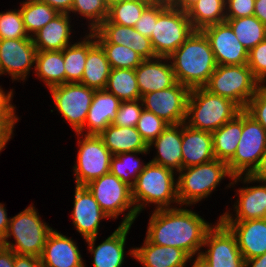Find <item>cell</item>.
<instances>
[{
    "instance_id": "obj_58",
    "label": "cell",
    "mask_w": 266,
    "mask_h": 267,
    "mask_svg": "<svg viewBox=\"0 0 266 267\" xmlns=\"http://www.w3.org/2000/svg\"><path fill=\"white\" fill-rule=\"evenodd\" d=\"M245 267H266V253L246 260Z\"/></svg>"
},
{
    "instance_id": "obj_6",
    "label": "cell",
    "mask_w": 266,
    "mask_h": 267,
    "mask_svg": "<svg viewBox=\"0 0 266 267\" xmlns=\"http://www.w3.org/2000/svg\"><path fill=\"white\" fill-rule=\"evenodd\" d=\"M39 217L35 207L30 205L10 218L7 233L0 245L13 250L16 254L40 258L46 239L53 229ZM11 236L14 237L15 243L7 241Z\"/></svg>"
},
{
    "instance_id": "obj_44",
    "label": "cell",
    "mask_w": 266,
    "mask_h": 267,
    "mask_svg": "<svg viewBox=\"0 0 266 267\" xmlns=\"http://www.w3.org/2000/svg\"><path fill=\"white\" fill-rule=\"evenodd\" d=\"M169 5L168 0H153L142 12L141 17L134 25L136 31L145 37L151 38L154 23L159 14Z\"/></svg>"
},
{
    "instance_id": "obj_18",
    "label": "cell",
    "mask_w": 266,
    "mask_h": 267,
    "mask_svg": "<svg viewBox=\"0 0 266 267\" xmlns=\"http://www.w3.org/2000/svg\"><path fill=\"white\" fill-rule=\"evenodd\" d=\"M91 33L95 36L98 43L124 45L140 54L144 59L157 58L150 38L140 34L134 27L115 23H101Z\"/></svg>"
},
{
    "instance_id": "obj_42",
    "label": "cell",
    "mask_w": 266,
    "mask_h": 267,
    "mask_svg": "<svg viewBox=\"0 0 266 267\" xmlns=\"http://www.w3.org/2000/svg\"><path fill=\"white\" fill-rule=\"evenodd\" d=\"M31 38L25 29L19 10L0 12V40Z\"/></svg>"
},
{
    "instance_id": "obj_43",
    "label": "cell",
    "mask_w": 266,
    "mask_h": 267,
    "mask_svg": "<svg viewBox=\"0 0 266 267\" xmlns=\"http://www.w3.org/2000/svg\"><path fill=\"white\" fill-rule=\"evenodd\" d=\"M168 125L162 118L143 108L136 129L146 144L149 145Z\"/></svg>"
},
{
    "instance_id": "obj_45",
    "label": "cell",
    "mask_w": 266,
    "mask_h": 267,
    "mask_svg": "<svg viewBox=\"0 0 266 267\" xmlns=\"http://www.w3.org/2000/svg\"><path fill=\"white\" fill-rule=\"evenodd\" d=\"M142 110L143 103L141 99L121 101L116 119L112 124L121 127H136Z\"/></svg>"
},
{
    "instance_id": "obj_57",
    "label": "cell",
    "mask_w": 266,
    "mask_h": 267,
    "mask_svg": "<svg viewBox=\"0 0 266 267\" xmlns=\"http://www.w3.org/2000/svg\"><path fill=\"white\" fill-rule=\"evenodd\" d=\"M198 0H168L173 7L187 12Z\"/></svg>"
},
{
    "instance_id": "obj_55",
    "label": "cell",
    "mask_w": 266,
    "mask_h": 267,
    "mask_svg": "<svg viewBox=\"0 0 266 267\" xmlns=\"http://www.w3.org/2000/svg\"><path fill=\"white\" fill-rule=\"evenodd\" d=\"M254 16L266 26V0H255Z\"/></svg>"
},
{
    "instance_id": "obj_11",
    "label": "cell",
    "mask_w": 266,
    "mask_h": 267,
    "mask_svg": "<svg viewBox=\"0 0 266 267\" xmlns=\"http://www.w3.org/2000/svg\"><path fill=\"white\" fill-rule=\"evenodd\" d=\"M78 141L77 163L73 167L75 183L85 186L89 182L110 172L112 153L105 146L102 138L96 135H82Z\"/></svg>"
},
{
    "instance_id": "obj_7",
    "label": "cell",
    "mask_w": 266,
    "mask_h": 267,
    "mask_svg": "<svg viewBox=\"0 0 266 267\" xmlns=\"http://www.w3.org/2000/svg\"><path fill=\"white\" fill-rule=\"evenodd\" d=\"M261 86L249 66L244 64L217 65L205 88L213 94L231 100L245 110Z\"/></svg>"
},
{
    "instance_id": "obj_56",
    "label": "cell",
    "mask_w": 266,
    "mask_h": 267,
    "mask_svg": "<svg viewBox=\"0 0 266 267\" xmlns=\"http://www.w3.org/2000/svg\"><path fill=\"white\" fill-rule=\"evenodd\" d=\"M10 218L7 217V212L3 204L0 203V242L7 233Z\"/></svg>"
},
{
    "instance_id": "obj_14",
    "label": "cell",
    "mask_w": 266,
    "mask_h": 267,
    "mask_svg": "<svg viewBox=\"0 0 266 267\" xmlns=\"http://www.w3.org/2000/svg\"><path fill=\"white\" fill-rule=\"evenodd\" d=\"M190 89L177 82L164 90L146 93L141 100L143 108L153 112L168 124L185 123Z\"/></svg>"
},
{
    "instance_id": "obj_52",
    "label": "cell",
    "mask_w": 266,
    "mask_h": 267,
    "mask_svg": "<svg viewBox=\"0 0 266 267\" xmlns=\"http://www.w3.org/2000/svg\"><path fill=\"white\" fill-rule=\"evenodd\" d=\"M15 108L11 99H0V120H19L15 115Z\"/></svg>"
},
{
    "instance_id": "obj_17",
    "label": "cell",
    "mask_w": 266,
    "mask_h": 267,
    "mask_svg": "<svg viewBox=\"0 0 266 267\" xmlns=\"http://www.w3.org/2000/svg\"><path fill=\"white\" fill-rule=\"evenodd\" d=\"M72 222L83 239L97 237L100 220L109 218L86 186L75 187Z\"/></svg>"
},
{
    "instance_id": "obj_25",
    "label": "cell",
    "mask_w": 266,
    "mask_h": 267,
    "mask_svg": "<svg viewBox=\"0 0 266 267\" xmlns=\"http://www.w3.org/2000/svg\"><path fill=\"white\" fill-rule=\"evenodd\" d=\"M129 254L144 267H185L192 259L183 250L151 243L147 238L142 247L129 250Z\"/></svg>"
},
{
    "instance_id": "obj_16",
    "label": "cell",
    "mask_w": 266,
    "mask_h": 267,
    "mask_svg": "<svg viewBox=\"0 0 266 267\" xmlns=\"http://www.w3.org/2000/svg\"><path fill=\"white\" fill-rule=\"evenodd\" d=\"M208 38L217 65H244L248 50L240 43L231 26L225 21L202 30Z\"/></svg>"
},
{
    "instance_id": "obj_39",
    "label": "cell",
    "mask_w": 266,
    "mask_h": 267,
    "mask_svg": "<svg viewBox=\"0 0 266 267\" xmlns=\"http://www.w3.org/2000/svg\"><path fill=\"white\" fill-rule=\"evenodd\" d=\"M140 153L148 154V151L124 152L113 155L111 157L110 172L132 187L135 184L138 175L144 170L145 167V165L140 162V158L134 157Z\"/></svg>"
},
{
    "instance_id": "obj_4",
    "label": "cell",
    "mask_w": 266,
    "mask_h": 267,
    "mask_svg": "<svg viewBox=\"0 0 266 267\" xmlns=\"http://www.w3.org/2000/svg\"><path fill=\"white\" fill-rule=\"evenodd\" d=\"M175 181L173 170L151 161L146 163L131 187L137 213L139 214L148 203L156 204V210L170 208L172 202L179 204Z\"/></svg>"
},
{
    "instance_id": "obj_31",
    "label": "cell",
    "mask_w": 266,
    "mask_h": 267,
    "mask_svg": "<svg viewBox=\"0 0 266 267\" xmlns=\"http://www.w3.org/2000/svg\"><path fill=\"white\" fill-rule=\"evenodd\" d=\"M242 133V111L212 132L215 159L228 163L234 156Z\"/></svg>"
},
{
    "instance_id": "obj_47",
    "label": "cell",
    "mask_w": 266,
    "mask_h": 267,
    "mask_svg": "<svg viewBox=\"0 0 266 267\" xmlns=\"http://www.w3.org/2000/svg\"><path fill=\"white\" fill-rule=\"evenodd\" d=\"M245 111L266 130V85H262L252 96Z\"/></svg>"
},
{
    "instance_id": "obj_35",
    "label": "cell",
    "mask_w": 266,
    "mask_h": 267,
    "mask_svg": "<svg viewBox=\"0 0 266 267\" xmlns=\"http://www.w3.org/2000/svg\"><path fill=\"white\" fill-rule=\"evenodd\" d=\"M240 43L248 52L266 38V26L254 15L241 18H226Z\"/></svg>"
},
{
    "instance_id": "obj_21",
    "label": "cell",
    "mask_w": 266,
    "mask_h": 267,
    "mask_svg": "<svg viewBox=\"0 0 266 267\" xmlns=\"http://www.w3.org/2000/svg\"><path fill=\"white\" fill-rule=\"evenodd\" d=\"M121 100L106 90H95L83 128L76 133L99 136L116 119ZM86 127V128H85ZM85 128V129H84Z\"/></svg>"
},
{
    "instance_id": "obj_51",
    "label": "cell",
    "mask_w": 266,
    "mask_h": 267,
    "mask_svg": "<svg viewBox=\"0 0 266 267\" xmlns=\"http://www.w3.org/2000/svg\"><path fill=\"white\" fill-rule=\"evenodd\" d=\"M14 267H42V265L39 257L15 254Z\"/></svg>"
},
{
    "instance_id": "obj_61",
    "label": "cell",
    "mask_w": 266,
    "mask_h": 267,
    "mask_svg": "<svg viewBox=\"0 0 266 267\" xmlns=\"http://www.w3.org/2000/svg\"><path fill=\"white\" fill-rule=\"evenodd\" d=\"M120 1H127V0H107L108 5L110 6L111 4L120 2Z\"/></svg>"
},
{
    "instance_id": "obj_46",
    "label": "cell",
    "mask_w": 266,
    "mask_h": 267,
    "mask_svg": "<svg viewBox=\"0 0 266 267\" xmlns=\"http://www.w3.org/2000/svg\"><path fill=\"white\" fill-rule=\"evenodd\" d=\"M247 65L254 77L261 85H264L266 82V38L248 52Z\"/></svg>"
},
{
    "instance_id": "obj_23",
    "label": "cell",
    "mask_w": 266,
    "mask_h": 267,
    "mask_svg": "<svg viewBox=\"0 0 266 267\" xmlns=\"http://www.w3.org/2000/svg\"><path fill=\"white\" fill-rule=\"evenodd\" d=\"M157 149L152 163L179 172L182 169V123L169 124L164 131L148 145Z\"/></svg>"
},
{
    "instance_id": "obj_8",
    "label": "cell",
    "mask_w": 266,
    "mask_h": 267,
    "mask_svg": "<svg viewBox=\"0 0 266 267\" xmlns=\"http://www.w3.org/2000/svg\"><path fill=\"white\" fill-rule=\"evenodd\" d=\"M266 151V130L245 110H242V133L233 158L227 163L233 175L230 187L242 181L244 175H250L258 166Z\"/></svg>"
},
{
    "instance_id": "obj_34",
    "label": "cell",
    "mask_w": 266,
    "mask_h": 267,
    "mask_svg": "<svg viewBox=\"0 0 266 267\" xmlns=\"http://www.w3.org/2000/svg\"><path fill=\"white\" fill-rule=\"evenodd\" d=\"M105 90L114 94L121 101L142 98L135 69H111Z\"/></svg>"
},
{
    "instance_id": "obj_19",
    "label": "cell",
    "mask_w": 266,
    "mask_h": 267,
    "mask_svg": "<svg viewBox=\"0 0 266 267\" xmlns=\"http://www.w3.org/2000/svg\"><path fill=\"white\" fill-rule=\"evenodd\" d=\"M222 222L235 235L245 261L266 253V219Z\"/></svg>"
},
{
    "instance_id": "obj_41",
    "label": "cell",
    "mask_w": 266,
    "mask_h": 267,
    "mask_svg": "<svg viewBox=\"0 0 266 267\" xmlns=\"http://www.w3.org/2000/svg\"><path fill=\"white\" fill-rule=\"evenodd\" d=\"M70 12L78 13L91 22L90 32L103 23L109 14L107 0H73Z\"/></svg>"
},
{
    "instance_id": "obj_37",
    "label": "cell",
    "mask_w": 266,
    "mask_h": 267,
    "mask_svg": "<svg viewBox=\"0 0 266 267\" xmlns=\"http://www.w3.org/2000/svg\"><path fill=\"white\" fill-rule=\"evenodd\" d=\"M65 83H80L88 53V36L63 50Z\"/></svg>"
},
{
    "instance_id": "obj_54",
    "label": "cell",
    "mask_w": 266,
    "mask_h": 267,
    "mask_svg": "<svg viewBox=\"0 0 266 267\" xmlns=\"http://www.w3.org/2000/svg\"><path fill=\"white\" fill-rule=\"evenodd\" d=\"M15 252L0 245V267H14Z\"/></svg>"
},
{
    "instance_id": "obj_49",
    "label": "cell",
    "mask_w": 266,
    "mask_h": 267,
    "mask_svg": "<svg viewBox=\"0 0 266 267\" xmlns=\"http://www.w3.org/2000/svg\"><path fill=\"white\" fill-rule=\"evenodd\" d=\"M243 183H250L256 181L266 182V151L263 153L258 166L250 175H244Z\"/></svg>"
},
{
    "instance_id": "obj_40",
    "label": "cell",
    "mask_w": 266,
    "mask_h": 267,
    "mask_svg": "<svg viewBox=\"0 0 266 267\" xmlns=\"http://www.w3.org/2000/svg\"><path fill=\"white\" fill-rule=\"evenodd\" d=\"M111 69H135L145 59L131 48L113 43H99Z\"/></svg>"
},
{
    "instance_id": "obj_32",
    "label": "cell",
    "mask_w": 266,
    "mask_h": 267,
    "mask_svg": "<svg viewBox=\"0 0 266 267\" xmlns=\"http://www.w3.org/2000/svg\"><path fill=\"white\" fill-rule=\"evenodd\" d=\"M34 71L46 86L51 87L65 83L63 52L37 51Z\"/></svg>"
},
{
    "instance_id": "obj_15",
    "label": "cell",
    "mask_w": 266,
    "mask_h": 267,
    "mask_svg": "<svg viewBox=\"0 0 266 267\" xmlns=\"http://www.w3.org/2000/svg\"><path fill=\"white\" fill-rule=\"evenodd\" d=\"M37 48L32 38L0 40V75L11 76L12 80L24 82L35 65Z\"/></svg>"
},
{
    "instance_id": "obj_22",
    "label": "cell",
    "mask_w": 266,
    "mask_h": 267,
    "mask_svg": "<svg viewBox=\"0 0 266 267\" xmlns=\"http://www.w3.org/2000/svg\"><path fill=\"white\" fill-rule=\"evenodd\" d=\"M162 60L168 62L169 57L145 59L135 68L141 97L146 93L167 89L177 83L172 64L165 61L163 63Z\"/></svg>"
},
{
    "instance_id": "obj_2",
    "label": "cell",
    "mask_w": 266,
    "mask_h": 267,
    "mask_svg": "<svg viewBox=\"0 0 266 267\" xmlns=\"http://www.w3.org/2000/svg\"><path fill=\"white\" fill-rule=\"evenodd\" d=\"M169 63L177 82L190 90L205 87L217 67L210 42L202 31H194L169 56Z\"/></svg>"
},
{
    "instance_id": "obj_24",
    "label": "cell",
    "mask_w": 266,
    "mask_h": 267,
    "mask_svg": "<svg viewBox=\"0 0 266 267\" xmlns=\"http://www.w3.org/2000/svg\"><path fill=\"white\" fill-rule=\"evenodd\" d=\"M182 168L207 163L215 159L212 133L197 130L182 123Z\"/></svg>"
},
{
    "instance_id": "obj_36",
    "label": "cell",
    "mask_w": 266,
    "mask_h": 267,
    "mask_svg": "<svg viewBox=\"0 0 266 267\" xmlns=\"http://www.w3.org/2000/svg\"><path fill=\"white\" fill-rule=\"evenodd\" d=\"M21 5L23 23L31 38L59 14L56 9L38 0H26Z\"/></svg>"
},
{
    "instance_id": "obj_26",
    "label": "cell",
    "mask_w": 266,
    "mask_h": 267,
    "mask_svg": "<svg viewBox=\"0 0 266 267\" xmlns=\"http://www.w3.org/2000/svg\"><path fill=\"white\" fill-rule=\"evenodd\" d=\"M131 225H119L106 240L95 246L97 237L85 240L89 251L94 255V267H122L126 236Z\"/></svg>"
},
{
    "instance_id": "obj_10",
    "label": "cell",
    "mask_w": 266,
    "mask_h": 267,
    "mask_svg": "<svg viewBox=\"0 0 266 267\" xmlns=\"http://www.w3.org/2000/svg\"><path fill=\"white\" fill-rule=\"evenodd\" d=\"M187 12L168 5L158 16L151 34L157 57H169L194 32Z\"/></svg>"
},
{
    "instance_id": "obj_48",
    "label": "cell",
    "mask_w": 266,
    "mask_h": 267,
    "mask_svg": "<svg viewBox=\"0 0 266 267\" xmlns=\"http://www.w3.org/2000/svg\"><path fill=\"white\" fill-rule=\"evenodd\" d=\"M255 0H226V18H241L254 15Z\"/></svg>"
},
{
    "instance_id": "obj_5",
    "label": "cell",
    "mask_w": 266,
    "mask_h": 267,
    "mask_svg": "<svg viewBox=\"0 0 266 267\" xmlns=\"http://www.w3.org/2000/svg\"><path fill=\"white\" fill-rule=\"evenodd\" d=\"M226 176L233 179L227 163L218 159L182 168L176 181L179 205L190 206L207 198Z\"/></svg>"
},
{
    "instance_id": "obj_12",
    "label": "cell",
    "mask_w": 266,
    "mask_h": 267,
    "mask_svg": "<svg viewBox=\"0 0 266 267\" xmlns=\"http://www.w3.org/2000/svg\"><path fill=\"white\" fill-rule=\"evenodd\" d=\"M49 90L56 109L78 133L84 126L95 90L80 83H64Z\"/></svg>"
},
{
    "instance_id": "obj_53",
    "label": "cell",
    "mask_w": 266,
    "mask_h": 267,
    "mask_svg": "<svg viewBox=\"0 0 266 267\" xmlns=\"http://www.w3.org/2000/svg\"><path fill=\"white\" fill-rule=\"evenodd\" d=\"M42 3L48 4L52 8L56 9L59 13L71 14V8L73 0H38Z\"/></svg>"
},
{
    "instance_id": "obj_3",
    "label": "cell",
    "mask_w": 266,
    "mask_h": 267,
    "mask_svg": "<svg viewBox=\"0 0 266 267\" xmlns=\"http://www.w3.org/2000/svg\"><path fill=\"white\" fill-rule=\"evenodd\" d=\"M241 111L236 103L211 93L205 87L194 88L190 90L185 124L212 133Z\"/></svg>"
},
{
    "instance_id": "obj_13",
    "label": "cell",
    "mask_w": 266,
    "mask_h": 267,
    "mask_svg": "<svg viewBox=\"0 0 266 267\" xmlns=\"http://www.w3.org/2000/svg\"><path fill=\"white\" fill-rule=\"evenodd\" d=\"M206 234L203 246L209 247L200 255L211 267H245L237 239L230 229L219 219Z\"/></svg>"
},
{
    "instance_id": "obj_59",
    "label": "cell",
    "mask_w": 266,
    "mask_h": 267,
    "mask_svg": "<svg viewBox=\"0 0 266 267\" xmlns=\"http://www.w3.org/2000/svg\"><path fill=\"white\" fill-rule=\"evenodd\" d=\"M197 257L194 259V262H192L191 267H211L208 261L203 258L200 254L196 255Z\"/></svg>"
},
{
    "instance_id": "obj_27",
    "label": "cell",
    "mask_w": 266,
    "mask_h": 267,
    "mask_svg": "<svg viewBox=\"0 0 266 267\" xmlns=\"http://www.w3.org/2000/svg\"><path fill=\"white\" fill-rule=\"evenodd\" d=\"M262 185L239 188L234 211L236 217L232 218L229 212L220 216L221 221H246L251 219H266V182L258 181Z\"/></svg>"
},
{
    "instance_id": "obj_28",
    "label": "cell",
    "mask_w": 266,
    "mask_h": 267,
    "mask_svg": "<svg viewBox=\"0 0 266 267\" xmlns=\"http://www.w3.org/2000/svg\"><path fill=\"white\" fill-rule=\"evenodd\" d=\"M110 71L111 66L103 48L90 32L88 34V53L80 84L94 90H105Z\"/></svg>"
},
{
    "instance_id": "obj_50",
    "label": "cell",
    "mask_w": 266,
    "mask_h": 267,
    "mask_svg": "<svg viewBox=\"0 0 266 267\" xmlns=\"http://www.w3.org/2000/svg\"><path fill=\"white\" fill-rule=\"evenodd\" d=\"M16 122L18 120H0V151L6 147L7 142L12 138Z\"/></svg>"
},
{
    "instance_id": "obj_60",
    "label": "cell",
    "mask_w": 266,
    "mask_h": 267,
    "mask_svg": "<svg viewBox=\"0 0 266 267\" xmlns=\"http://www.w3.org/2000/svg\"><path fill=\"white\" fill-rule=\"evenodd\" d=\"M12 96H13L12 90L8 93H5L0 86V99H12L13 98Z\"/></svg>"
},
{
    "instance_id": "obj_30",
    "label": "cell",
    "mask_w": 266,
    "mask_h": 267,
    "mask_svg": "<svg viewBox=\"0 0 266 267\" xmlns=\"http://www.w3.org/2000/svg\"><path fill=\"white\" fill-rule=\"evenodd\" d=\"M99 136L112 155L149 151L148 145L136 127H121L110 124Z\"/></svg>"
},
{
    "instance_id": "obj_29",
    "label": "cell",
    "mask_w": 266,
    "mask_h": 267,
    "mask_svg": "<svg viewBox=\"0 0 266 267\" xmlns=\"http://www.w3.org/2000/svg\"><path fill=\"white\" fill-rule=\"evenodd\" d=\"M68 13H59L42 27L32 39L37 51H60L69 46L71 33Z\"/></svg>"
},
{
    "instance_id": "obj_20",
    "label": "cell",
    "mask_w": 266,
    "mask_h": 267,
    "mask_svg": "<svg viewBox=\"0 0 266 267\" xmlns=\"http://www.w3.org/2000/svg\"><path fill=\"white\" fill-rule=\"evenodd\" d=\"M77 244L69 237L52 230L40 256L42 267H85Z\"/></svg>"
},
{
    "instance_id": "obj_38",
    "label": "cell",
    "mask_w": 266,
    "mask_h": 267,
    "mask_svg": "<svg viewBox=\"0 0 266 267\" xmlns=\"http://www.w3.org/2000/svg\"><path fill=\"white\" fill-rule=\"evenodd\" d=\"M153 0H127L109 6V14L103 23H115L122 26L134 27L144 9Z\"/></svg>"
},
{
    "instance_id": "obj_1",
    "label": "cell",
    "mask_w": 266,
    "mask_h": 267,
    "mask_svg": "<svg viewBox=\"0 0 266 267\" xmlns=\"http://www.w3.org/2000/svg\"><path fill=\"white\" fill-rule=\"evenodd\" d=\"M150 217L146 238L156 245L179 248L189 257L200 254L206 234L214 226L195 212L177 207L155 209Z\"/></svg>"
},
{
    "instance_id": "obj_33",
    "label": "cell",
    "mask_w": 266,
    "mask_h": 267,
    "mask_svg": "<svg viewBox=\"0 0 266 267\" xmlns=\"http://www.w3.org/2000/svg\"><path fill=\"white\" fill-rule=\"evenodd\" d=\"M226 0H198L187 15L195 31L226 21Z\"/></svg>"
},
{
    "instance_id": "obj_9",
    "label": "cell",
    "mask_w": 266,
    "mask_h": 267,
    "mask_svg": "<svg viewBox=\"0 0 266 267\" xmlns=\"http://www.w3.org/2000/svg\"><path fill=\"white\" fill-rule=\"evenodd\" d=\"M85 186L109 218L116 219L120 214L129 209L128 213L124 215L121 225L133 224L138 213L132 199L131 186L114 176L111 172L89 182Z\"/></svg>"
}]
</instances>
